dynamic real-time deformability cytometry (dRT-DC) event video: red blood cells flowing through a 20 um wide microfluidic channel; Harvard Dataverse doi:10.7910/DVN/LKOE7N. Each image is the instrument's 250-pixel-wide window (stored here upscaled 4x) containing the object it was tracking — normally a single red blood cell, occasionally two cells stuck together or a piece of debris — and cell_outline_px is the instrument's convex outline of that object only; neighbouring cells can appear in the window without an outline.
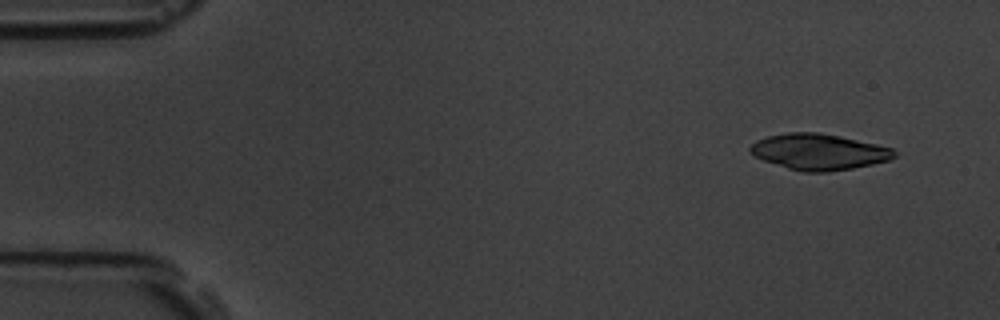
{"species": "common noctule bat (a hibernating species)", "species_latin": "Nyctalus noctula", "temperature_condition": "room temperature", "stored_images_in_passage": 4, "camera_frame_rate_fps": 3000, "um_per_image_px": 0.085, "animal": {"sex": "male", "body_mass_g": 19.5, "forearm_length_mm": 54.6}, "frame": {"image": 1, "passage_image": 1, "time_ms": 0.0, "image_size_px": [1000, 320], "cell_outline_px": [[896, 156], [888, 160], [872, 164], [852, 168], [828, 172], [804, 172], [788, 168], [764, 160], [756, 156], [748, 148], [756, 140], [768, 136], [788, 132], [820, 132], [840, 136], [876, 144], [892, 148], [896, 152]], "centroid_in_image_um": [69.61, 12.9], "position_along_channel_um": 15.4, "area_um2": 30.0}}